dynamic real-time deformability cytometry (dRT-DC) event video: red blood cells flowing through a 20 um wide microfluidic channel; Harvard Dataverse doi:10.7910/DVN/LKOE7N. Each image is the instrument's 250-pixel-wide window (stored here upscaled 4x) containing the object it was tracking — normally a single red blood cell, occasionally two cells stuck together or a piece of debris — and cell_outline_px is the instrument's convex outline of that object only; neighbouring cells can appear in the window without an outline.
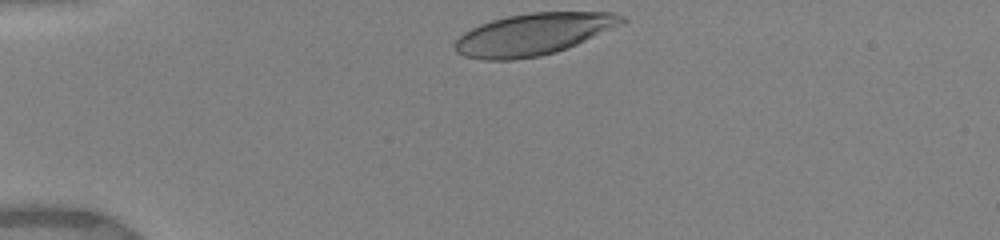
{"species": "human", "species_latin": "Homo sapiens", "temperature_condition": "warm", "stored_images_in_passage": 43, "camera_frame_rate_fps": 3000, "um_per_image_px": 0.085, "donor": {"sex": "female"}, "frame": {"image": 1, "passage_image": 1, "time_ms": 0.0, "image_size_px": [1000, 240], "cell_outline_px": [[628, 20], [624, 24], [568, 48], [556, 52], [540, 56], [512, 60], [484, 60], [464, 56], [456, 52], [452, 44], [464, 32], [480, 24], [492, 20], [508, 16], [532, 12], [612, 12], [624, 16]], "centroid_in_image_um": [45.36, 2.91], "position_along_channel_um": 39.6, "area_um2": 40.92}}
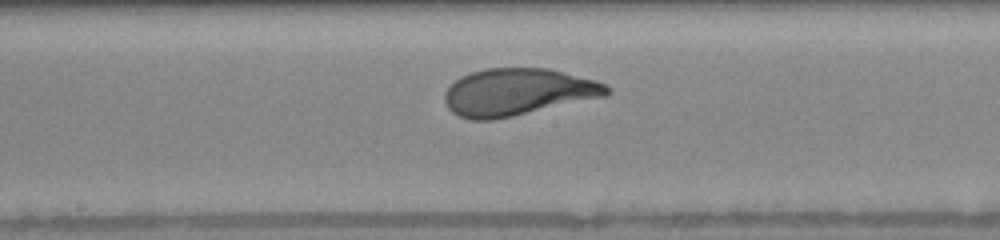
{"frame": {"image": 2, "passage_image": 20, "time_ms": 5.333, "image_size_px": [1000, 240], "cell_outline_px": [[612, 92], [608, 96], [512, 116], [492, 120], [472, 120], [460, 116], [452, 112], [448, 108], [444, 100], [444, 92], [460, 76], [484, 68], [548, 68], [596, 80], [612, 88]], "centroid_in_image_um": [44.03, 7.82], "position_along_channel_um": 204.2, "area_um2": 44.62}}
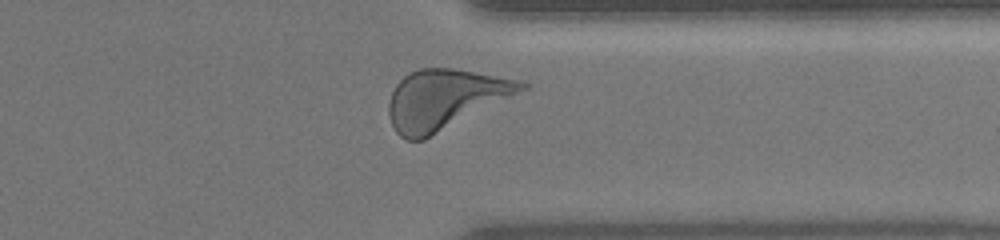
{"frame": {"image": 3, "passage_image": 38, "time_ms": 9.667, "image_size_px": [1000, 240], "cell_outline_px": [[532, 84], [528, 88], [424, 140], [408, 140], [400, 136], [396, 132], [388, 116], [388, 104], [392, 92], [396, 84], [404, 76], [420, 68], [452, 68], [520, 80]], "centroid_in_image_um": [37.79, 8.44], "position_along_channel_um": 373.6, "area_um2": 45.84}, "authors_computed_cell_mechanics": {"area_um2": 44.1014, "velocity_mm_per_s": 3.9152, "shape_relaxation_time_tau1_ms": 2.6977, "shape_relaxation_time_tau2_ms": null, "deformation_change_tau1": 0.1671, "deformation_change_tau2": null}}